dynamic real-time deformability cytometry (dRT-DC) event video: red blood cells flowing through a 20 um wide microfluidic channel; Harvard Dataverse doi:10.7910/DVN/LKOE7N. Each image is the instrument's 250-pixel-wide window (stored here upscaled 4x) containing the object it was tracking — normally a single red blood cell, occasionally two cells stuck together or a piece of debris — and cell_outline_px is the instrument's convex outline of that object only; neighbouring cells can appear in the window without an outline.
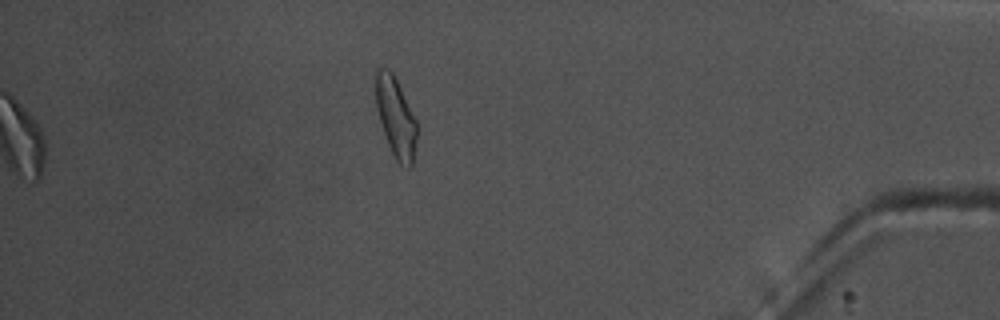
{"species": "common noctule bat (a hibernating species)", "species_latin": "Nyctalus noctula", "temperature_condition": "warm", "stored_images_in_passage": 34, "segment_of_instrument_passage": [2, 2], "camera_frame_rate_fps": 3000, "um_per_image_px": 0.085, "animal": {"sex": "male", "body_mass_g": 17.5, "forearm_length_mm": 52.3}, "frame": {"image": 1, "passage_image": 34, "time_ms": 11.0, "image_size_px": [1000, 320], "cell_outline_px": [[416, 140], [412, 168], [408, 168], [400, 164], [396, 160], [388, 144], [376, 108], [376, 64], [388, 68], [392, 72], [416, 120]], "centroid_in_image_um": [33.62, 9.95], "position_along_channel_um": 401.6, "area_um2": 18.9}}